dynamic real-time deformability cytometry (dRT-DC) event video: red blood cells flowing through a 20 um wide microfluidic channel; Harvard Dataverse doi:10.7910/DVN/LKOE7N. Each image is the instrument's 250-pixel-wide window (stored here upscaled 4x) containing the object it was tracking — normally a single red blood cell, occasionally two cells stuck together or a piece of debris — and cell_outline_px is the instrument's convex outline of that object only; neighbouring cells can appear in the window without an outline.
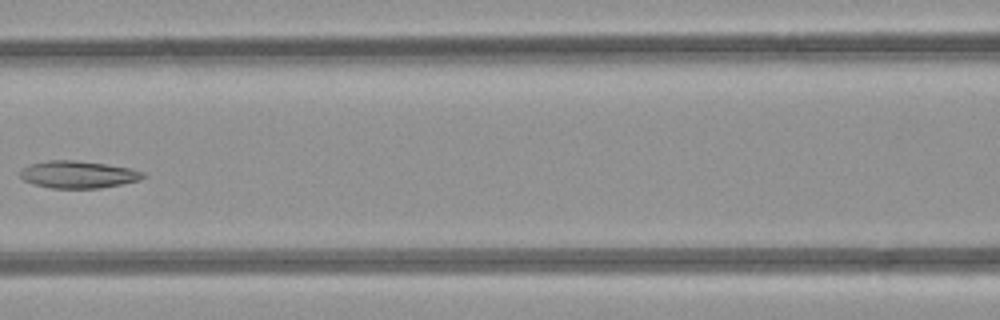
{"species": "common noctule bat (a hibernating species)", "species_latin": "Nyctalus noctula", "temperature_condition": "room temperature", "stored_images_in_passage": 4, "camera_frame_rate_fps": 3000, "um_per_image_px": 0.085, "animal": {"sex": "female", "body_mass_g": 21.9}, "frame": {"image": 1, "passage_image": 4, "time_ms": 3.333, "image_size_px": [1000, 320], "cell_outline_px": [[148, 176], [140, 180], [100, 188], [52, 188], [32, 184], [24, 180], [20, 176], [20, 172], [24, 168], [32, 164], [48, 160], [76, 160], [104, 164], [128, 168], [144, 172]], "centroid_in_image_um": [6.66, 14.84], "position_along_channel_um": 159.9, "area_um2": 19.36}}